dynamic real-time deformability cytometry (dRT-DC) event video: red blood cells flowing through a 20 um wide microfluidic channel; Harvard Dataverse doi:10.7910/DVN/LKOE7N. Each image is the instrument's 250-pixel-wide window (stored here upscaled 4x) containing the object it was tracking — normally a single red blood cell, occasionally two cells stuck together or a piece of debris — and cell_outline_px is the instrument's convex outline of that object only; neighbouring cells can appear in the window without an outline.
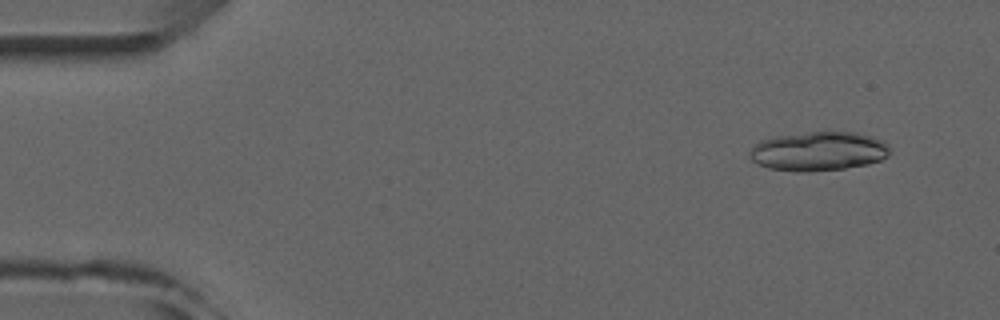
{"species": "common noctule bat (a hibernating species)", "species_latin": "Nyctalus noctula", "temperature_condition": "room temperature", "stored_images_in_passage": 5, "camera_frame_rate_fps": 3000, "um_per_image_px": 0.085, "animal": {"sex": "male", "forearm_length_mm": 52.5}, "frame": {"image": 1, "passage_image": 2, "time_ms": 1.0, "image_size_px": [1000, 320], "cell_outline_px": [[888, 156], [880, 160], [868, 164], [844, 168], [808, 172], [796, 172], [768, 168], [752, 160], [748, 152], [760, 140], [772, 136], [808, 132], [856, 132], [872, 136], [884, 140], [888, 144]], "centroid_in_image_um": [69.57, 12.85], "position_along_channel_um": 15.4, "area_um2": 32.14}}